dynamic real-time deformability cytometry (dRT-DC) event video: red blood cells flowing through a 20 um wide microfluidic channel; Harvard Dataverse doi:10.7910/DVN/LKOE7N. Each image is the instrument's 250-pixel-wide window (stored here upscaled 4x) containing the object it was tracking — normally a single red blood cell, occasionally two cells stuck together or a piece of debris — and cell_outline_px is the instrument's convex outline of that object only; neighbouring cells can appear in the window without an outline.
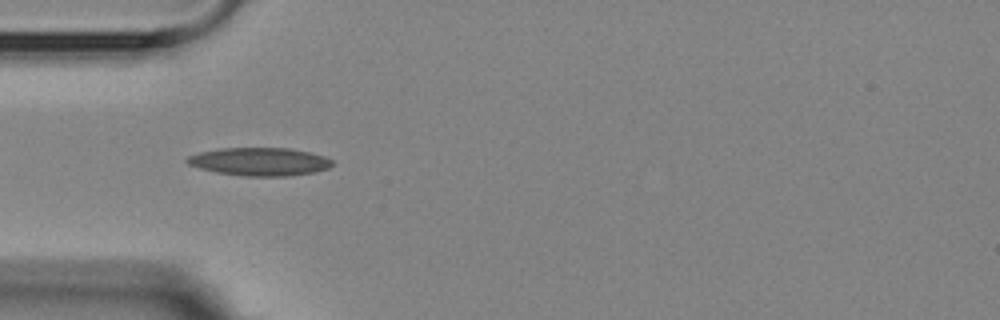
{"species": "Egyptian fruit bat (a non-hibernating species)", "species_latin": "Rousettus aegyptiacus", "temperature_condition": "room temperature", "stored_images_in_passage": 12, "camera_frame_rate_fps": 3000, "um_per_image_px": 0.085, "animal": {"sex": "female"}, "frame": {"image": 1, "passage_image": 2, "time_ms": 2.0, "image_size_px": [1000, 320], "cell_outline_px": [[332, 164], [328, 168], [316, 172], [288, 176], [244, 176], [216, 172], [200, 168], [188, 164], [184, 160], [188, 156], [200, 152], [220, 148], [288, 148], [308, 152], [324, 156], [332, 160]], "centroid_in_image_um": [22.05, 13.74], "position_along_channel_um": 62.9, "area_um2": 23.7}}
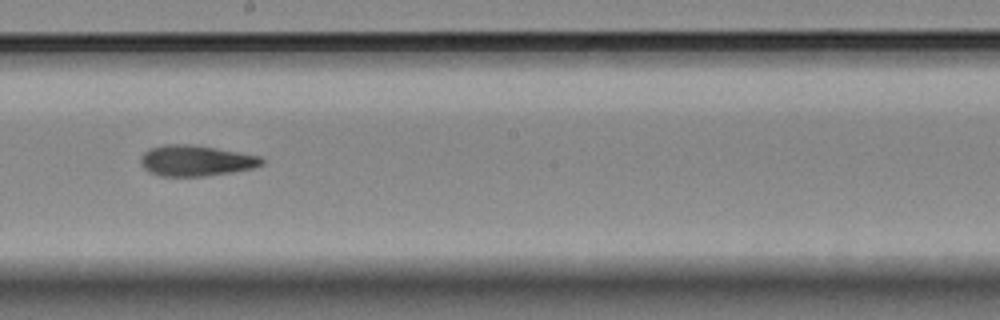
{"frame": {"image": 2, "passage_image": 6, "time_ms": 6.667, "image_size_px": [1000, 320], "cell_outline_px": [[264, 164], [252, 168], [232, 172], [204, 176], [160, 176], [148, 172], [144, 168], [140, 160], [140, 156], [148, 148], [164, 144], [188, 144], [260, 156], [264, 160]], "centroid_in_image_um": [16.6, 13.66], "position_along_channel_um": 231.6, "area_um2": 21.62}}
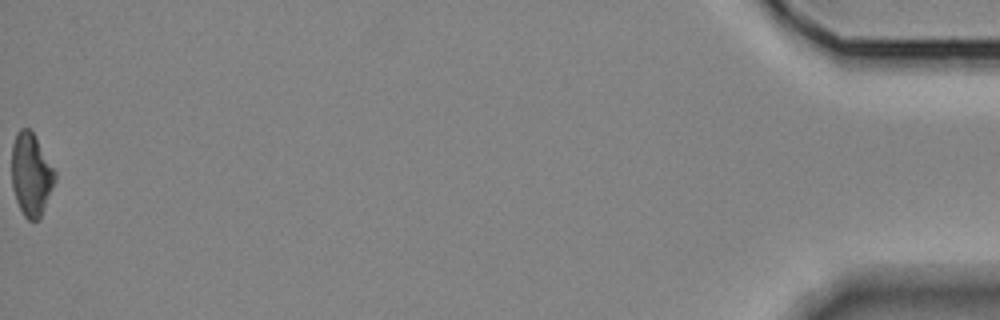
{"frame": {"image": 3, "passage_image": 12, "time_ms": 15.0, "image_size_px": [1000, 320], "cell_outline_px": [[56, 180], [40, 220], [28, 220], [24, 216], [16, 200], [12, 188], [12, 144], [20, 128], [28, 128], [32, 132], [56, 172]], "centroid_in_image_um": [2.65, 14.88], "position_along_channel_um": 432.6, "area_um2": 20.75}, "authors_computed_cell_mechanics": {"area_um2": 21.5594, "velocity_mm_per_s": 3.6149, "shape_relaxation_time_tau1_ms": null, "shape_relaxation_time_tau2_ms": 3.1206, "deformation_change_tau1": null, "deformation_change_tau2": 0.1033}}